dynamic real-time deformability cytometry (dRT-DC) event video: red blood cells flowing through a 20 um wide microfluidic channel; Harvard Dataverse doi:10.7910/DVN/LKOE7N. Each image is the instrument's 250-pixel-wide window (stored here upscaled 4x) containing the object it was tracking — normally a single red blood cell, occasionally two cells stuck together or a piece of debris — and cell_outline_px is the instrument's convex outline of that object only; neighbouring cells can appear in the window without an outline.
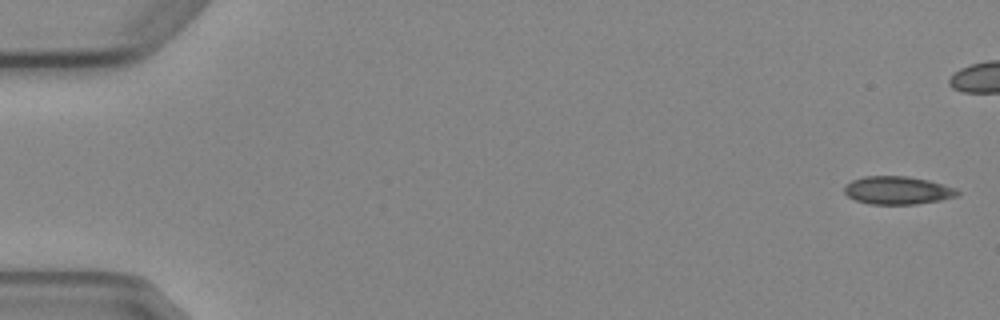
{"species": "Egyptian fruit bat (a non-hibernating species)", "species_latin": "Rousettus aegyptiacus", "temperature_condition": "cold", "stored_images_in_passage": 7, "camera_frame_rate_fps": 3000, "um_per_image_px": 0.085, "animal": {"sex": "female"}, "frame": {"image": 1, "passage_image": 1, "time_ms": 0.0, "image_size_px": [1000, 320], "cell_outline_px": [[960, 192], [956, 196], [940, 200], [916, 204], [868, 204], [856, 200], [848, 196], [844, 192], [844, 184], [852, 180], [864, 176], [908, 176], [928, 180], [956, 188]], "centroid_in_image_um": [76.27, 16.17], "position_along_channel_um": 8.7, "area_um2": 18.5}}
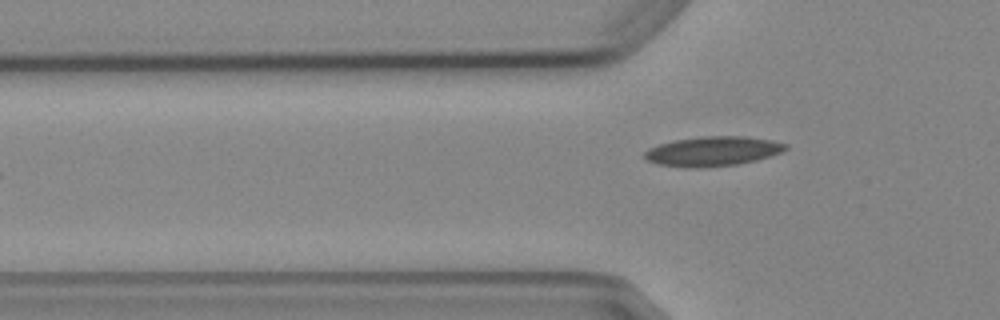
{"frame": {"image": 2, "passage_image": 7, "time_ms": 7.0, "image_size_px": [1000, 320], "cell_outline_px": [[788, 148], [780, 152], [756, 160], [736, 164], [696, 168], [688, 168], [656, 164], [644, 160], [644, 152], [648, 148], [672, 140], [700, 136], [748, 136], [772, 140], [788, 144]], "centroid_in_image_um": [60.53, 12.85], "position_along_channel_um": 65.3, "area_um2": 24.51}}